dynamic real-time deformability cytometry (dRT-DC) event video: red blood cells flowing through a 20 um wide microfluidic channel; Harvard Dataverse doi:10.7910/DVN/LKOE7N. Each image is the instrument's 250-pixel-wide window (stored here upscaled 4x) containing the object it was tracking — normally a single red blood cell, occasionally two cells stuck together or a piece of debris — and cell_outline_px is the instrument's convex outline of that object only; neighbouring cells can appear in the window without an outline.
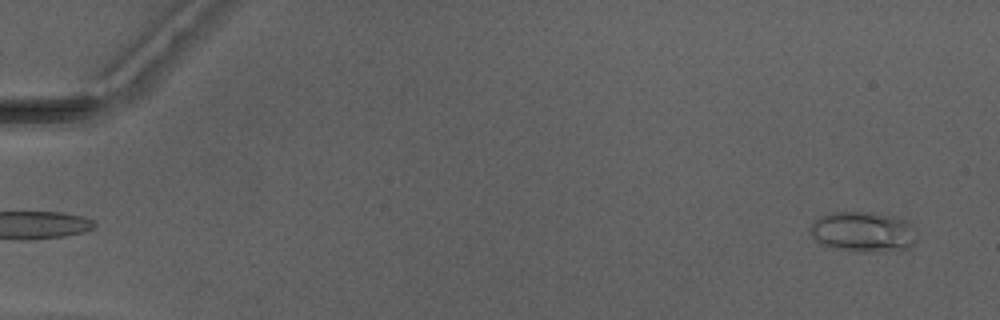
{"species": "Egyptian fruit bat (a non-hibernating species)", "species_latin": "Rousettus aegyptiacus", "temperature_condition": "warm", "stored_images_in_passage": 49, "camera_frame_rate_fps": 3000, "um_per_image_px": 0.085, "animal": {"sex": "male"}, "frame": {"image": 1, "passage_image": 2, "time_ms": 0.333, "image_size_px": [1000, 320], "cell_outline_px": [[916, 240], [912, 248], [900, 252], [860, 252], [820, 244], [812, 236], [812, 224], [820, 216], [828, 212], [872, 212], [896, 216], [908, 220], [912, 224]], "centroid_in_image_um": [73.46, 19.71], "position_along_channel_um": 11.5, "area_um2": 25.49}}
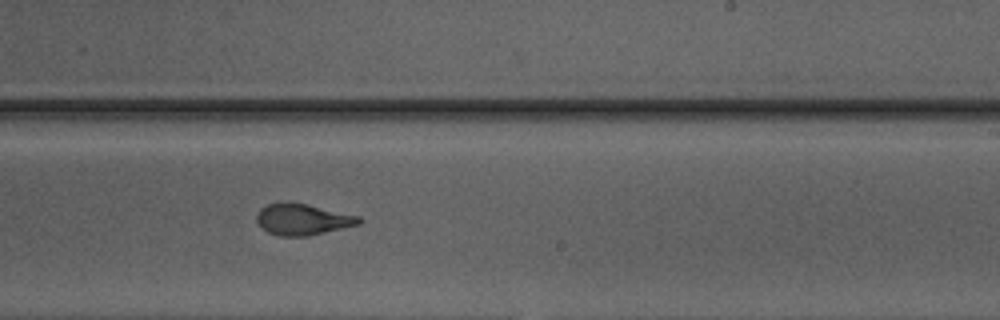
{"frame": {"image": 2, "passage_image": 31, "time_ms": 10.0, "image_size_px": [1000, 320], "cell_outline_px": [[364, 220], [360, 224], [308, 236], [276, 236], [268, 232], [256, 220], [256, 216], [260, 208], [268, 204], [280, 200], [288, 200], [308, 204], [360, 216]], "centroid_in_image_um": [25.72, 18.62], "position_along_channel_um": 263.3, "area_um2": 19.02}}
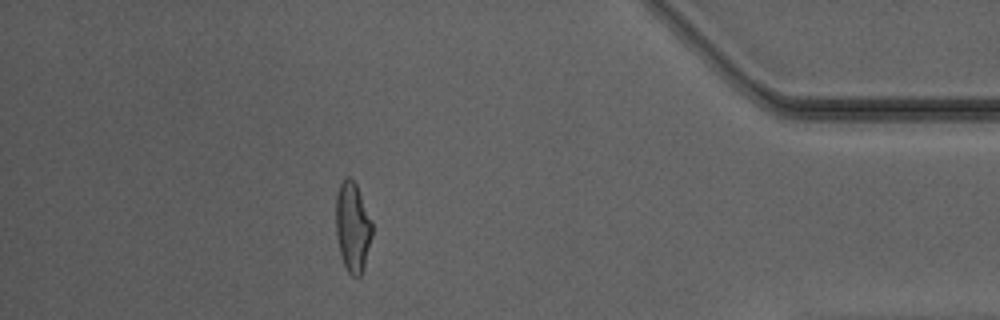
{"frame": {"image": 3, "passage_image": 44, "time_ms": 14.333, "image_size_px": [1000, 320], "cell_outline_px": [[372, 236], [364, 268], [360, 276], [352, 276], [348, 272], [340, 256], [336, 232], [336, 192], [340, 184], [348, 176], [356, 184], [372, 220]], "centroid_in_image_um": [29.97, 19.31], "position_along_channel_um": 405.2, "area_um2": 19.02}, "authors_computed_cell_mechanics": {"area_um2": 19.2474, "velocity_mm_per_s": 4.1937, "shape_relaxation_time_tau1_ms": 6.9658, "shape_relaxation_time_tau2_ms": 0.9988, "deformation_change_tau1": 0.2359, "deformation_change_tau2": 0.0875}}